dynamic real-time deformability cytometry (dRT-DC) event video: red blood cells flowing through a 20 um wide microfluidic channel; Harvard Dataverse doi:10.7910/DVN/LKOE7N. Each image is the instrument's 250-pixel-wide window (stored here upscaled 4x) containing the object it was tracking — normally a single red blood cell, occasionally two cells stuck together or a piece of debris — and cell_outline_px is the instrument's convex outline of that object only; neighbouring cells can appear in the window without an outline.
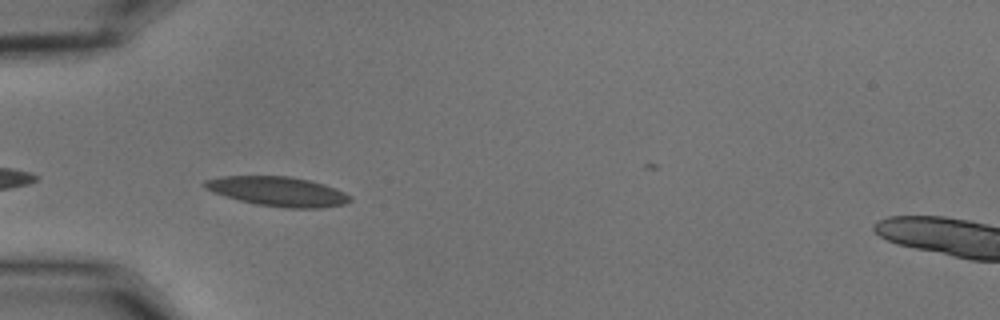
{"species": "common noctule bat (a hibernating species)", "species_latin": "Nyctalus noctula", "temperature_condition": "cold", "stored_images_in_passage": 6, "camera_frame_rate_fps": 3000, "um_per_image_px": 0.085, "animal": {"sex": "male", "body_mass_g": 15.6}, "frame": {"image": 1, "passage_image": 2, "time_ms": 0.333, "image_size_px": [1000, 320], "cell_outline_px": [[352, 200], [344, 204], [320, 208], [288, 208], [256, 204], [240, 200], [212, 192], [204, 188], [200, 184], [204, 180], [224, 176], [288, 176], [308, 180], [324, 184], [336, 188], [352, 196]], "centroid_in_image_um": [23.61, 16.27], "position_along_channel_um": 61.4, "area_um2": 25.03}}